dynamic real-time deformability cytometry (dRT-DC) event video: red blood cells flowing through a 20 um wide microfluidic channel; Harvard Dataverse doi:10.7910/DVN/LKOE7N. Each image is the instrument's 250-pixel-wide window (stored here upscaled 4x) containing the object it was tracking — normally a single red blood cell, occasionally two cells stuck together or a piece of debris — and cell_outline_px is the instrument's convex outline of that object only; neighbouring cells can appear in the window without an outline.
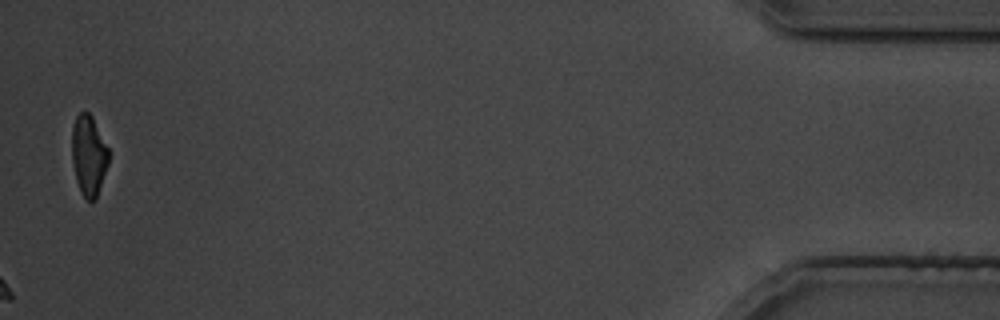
{"species": "common noctule bat (a hibernating species)", "species_latin": "Nyctalus noctula", "temperature_condition": "cold", "stored_images_in_passage": 37, "camera_frame_rate_fps": 3000, "um_per_image_px": 0.085, "animal": {"sex": "male", "body_mass_g": 19.5, "forearm_length_mm": 54.6}, "frame": {"image": 1, "passage_image": 37, "time_ms": 44.667, "image_size_px": [1000, 320], "cell_outline_px": [[108, 164], [96, 200], [88, 200], [80, 192], [76, 180], [72, 160], [72, 128], [76, 116], [80, 112], [88, 112], [92, 116], [108, 148]], "centroid_in_image_um": [7.53, 13.21], "position_along_channel_um": 427.7, "area_um2": 17.11}}